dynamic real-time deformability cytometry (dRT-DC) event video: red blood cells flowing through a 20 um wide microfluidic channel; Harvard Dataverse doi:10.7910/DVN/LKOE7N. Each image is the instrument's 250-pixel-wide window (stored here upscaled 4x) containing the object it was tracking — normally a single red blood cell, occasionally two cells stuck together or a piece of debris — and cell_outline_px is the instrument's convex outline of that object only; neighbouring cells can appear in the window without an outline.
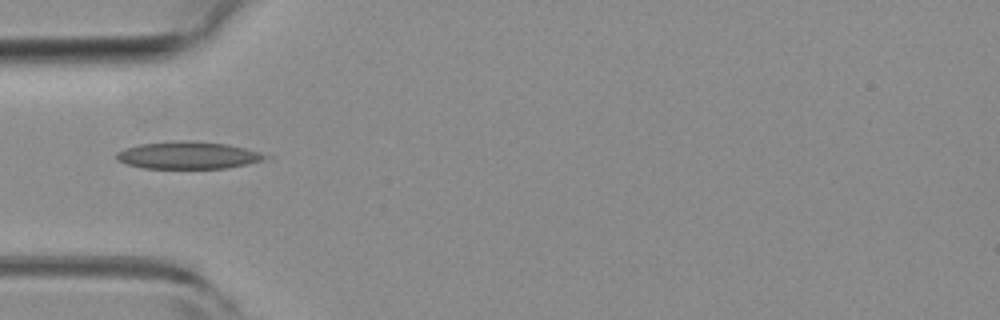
{"species": "common noctule bat (a hibernating species)", "species_latin": "Nyctalus noctula", "temperature_condition": "room temperature", "stored_images_in_passage": 2, "camera_frame_rate_fps": 3000, "um_per_image_px": 0.085, "animal": {"sex": "female", "body_mass_g": 19.3, "forearm_length_mm": 54.1}, "frame": {"image": 1, "passage_image": 2, "time_ms": 0.333, "image_size_px": [1000, 320], "cell_outline_px": [[272, 156], [260, 160], [244, 164], [224, 168], [144, 168], [128, 164], [116, 160], [116, 152], [124, 148], [140, 144], [176, 140], [192, 140], [228, 144], [260, 152]], "centroid_in_image_um": [15.94, 13.18], "position_along_channel_um": 69.1, "area_um2": 23.58}}